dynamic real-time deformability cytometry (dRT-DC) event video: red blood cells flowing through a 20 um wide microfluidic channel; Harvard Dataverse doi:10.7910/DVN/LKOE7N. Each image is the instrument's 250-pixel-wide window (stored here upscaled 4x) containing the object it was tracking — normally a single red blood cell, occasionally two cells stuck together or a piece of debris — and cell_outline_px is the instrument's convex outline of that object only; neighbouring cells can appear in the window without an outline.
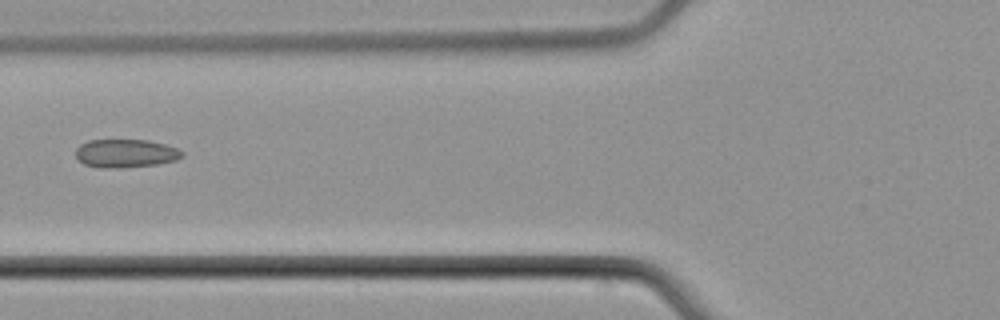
{"species": "common noctule bat (a hibernating species)", "species_latin": "Nyctalus noctula", "temperature_condition": "cold", "stored_images_in_passage": 6, "camera_frame_rate_fps": 3000, "um_per_image_px": 0.085, "animal": {"sex": "male", "body_mass_g": 21.5, "forearm_length_mm": 52.0}, "frame": {"image": 1, "passage_image": 6, "time_ms": 6.333, "image_size_px": [1000, 320], "cell_outline_px": [[184, 156], [176, 160], [156, 164], [116, 168], [100, 168], [84, 164], [76, 156], [76, 148], [80, 144], [88, 140], [148, 140], [164, 144], [176, 148], [184, 152]], "centroid_in_image_um": [10.67, 13.03], "position_along_channel_um": 115.1, "area_um2": 17.51}}